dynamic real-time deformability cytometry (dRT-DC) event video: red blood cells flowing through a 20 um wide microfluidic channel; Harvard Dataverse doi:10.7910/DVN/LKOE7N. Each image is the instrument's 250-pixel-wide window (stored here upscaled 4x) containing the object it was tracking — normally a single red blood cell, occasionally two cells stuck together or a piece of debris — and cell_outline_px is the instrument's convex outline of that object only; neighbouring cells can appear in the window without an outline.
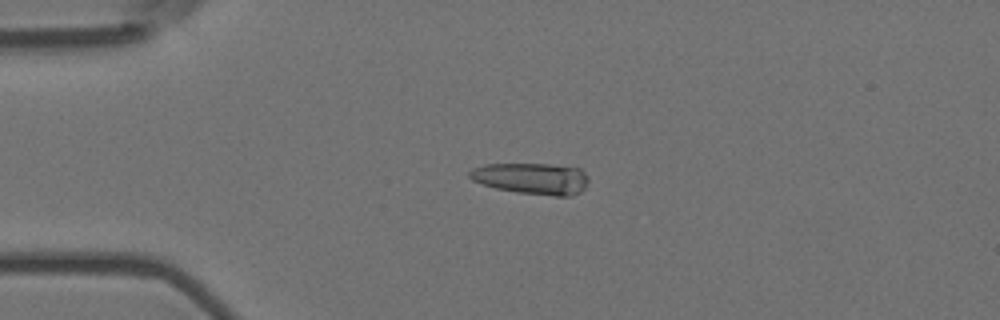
{"species": "Egyptian fruit bat (a non-hibernating species)", "species_latin": "Rousettus aegyptiacus", "temperature_condition": "room temperature", "stored_images_in_passage": 56, "camera_frame_rate_fps": 3000, "um_per_image_px": 0.085, "animal": {"sex": "female"}, "frame": {"image": 1, "passage_image": 14, "time_ms": 4.333, "image_size_px": [1000, 320], "cell_outline_px": [[588, 180], [584, 188], [580, 192], [572, 196], [552, 196], [516, 192], [496, 188], [472, 180], [468, 176], [468, 172], [472, 168], [484, 164], [552, 164], [580, 168], [588, 176]], "centroid_in_image_um": [45.21, 15.17], "position_along_channel_um": 39.8, "area_um2": 21.91}}
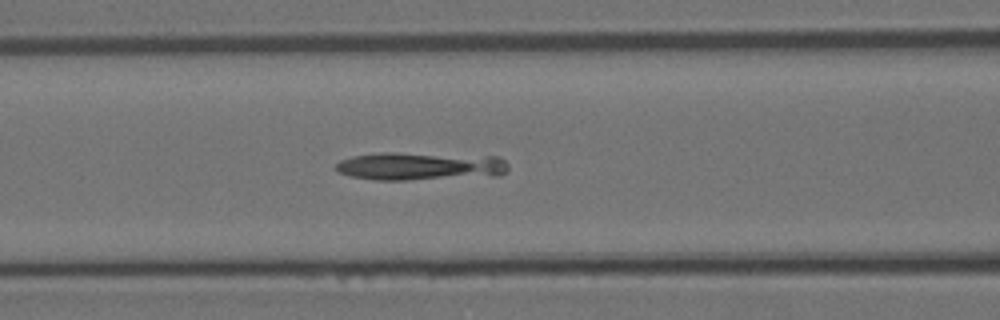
{"frame": {"image": 2, "passage_image": 24, "time_ms": 7.667, "image_size_px": [1000, 320], "cell_outline_px": [[508, 168], [500, 176], [404, 180], [376, 180], [348, 176], [340, 172], [336, 168], [336, 164], [340, 160], [352, 156], [380, 152], [396, 152], [496, 156], [504, 160], [508, 164]], "centroid_in_image_um": [35.73, 14.12], "position_along_channel_um": 130.9, "area_um2": 28.61}}
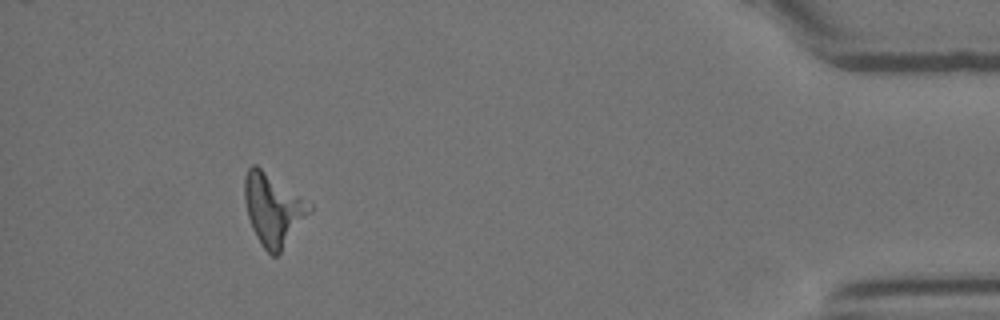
{"frame": {"image": 3, "passage_image": 52, "time_ms": 17.0, "image_size_px": [1000, 320], "cell_outline_px": [[312, 212], [280, 252], [276, 256], [272, 256], [260, 244], [252, 228], [248, 216], [244, 200], [244, 176], [248, 168], [252, 164], [256, 164], [312, 200]], "centroid_in_image_um": [23.26, 17.74], "position_along_channel_um": 411.9, "area_um2": 27.98}}